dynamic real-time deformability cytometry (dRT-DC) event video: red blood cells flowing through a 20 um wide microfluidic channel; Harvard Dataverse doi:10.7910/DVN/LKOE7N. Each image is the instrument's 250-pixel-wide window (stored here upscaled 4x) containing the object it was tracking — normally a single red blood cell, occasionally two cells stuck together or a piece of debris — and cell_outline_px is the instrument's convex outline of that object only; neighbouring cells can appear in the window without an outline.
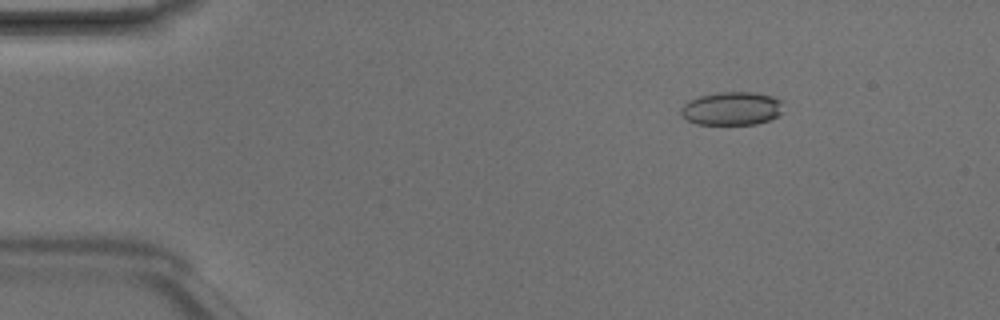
{"species": "Egyptian fruit bat (a non-hibernating species)", "species_latin": "Rousettus aegyptiacus", "temperature_condition": "room temperature", "stored_images_in_passage": 3, "camera_frame_rate_fps": 3000, "um_per_image_px": 0.085, "animal": {"sex": "male"}, "frame": {"image": 1, "passage_image": 2, "time_ms": 0.333, "image_size_px": [1000, 320], "cell_outline_px": [[784, 112], [768, 120], [756, 124], [696, 124], [688, 120], [680, 112], [680, 108], [688, 100], [700, 96], [720, 92], [756, 92], [772, 96], [780, 100]], "centroid_in_image_um": [62.21, 9.22], "position_along_channel_um": 22.8, "area_um2": 19.88}}